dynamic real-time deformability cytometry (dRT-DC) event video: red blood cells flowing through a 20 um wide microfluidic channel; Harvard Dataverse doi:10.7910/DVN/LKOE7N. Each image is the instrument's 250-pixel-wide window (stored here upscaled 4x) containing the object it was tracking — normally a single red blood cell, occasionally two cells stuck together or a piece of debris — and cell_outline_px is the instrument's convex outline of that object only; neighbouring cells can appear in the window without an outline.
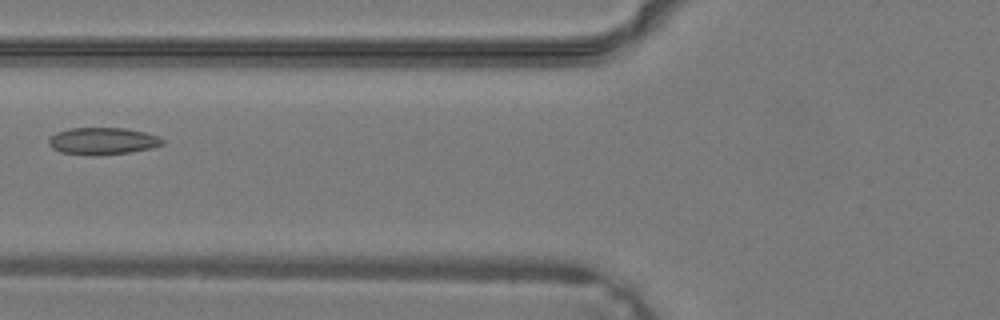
{"species": "common noctule bat (a hibernating species)", "species_latin": "Nyctalus noctula", "temperature_condition": "warm", "stored_images_in_passage": 25, "camera_frame_rate_fps": 3000, "um_per_image_px": 0.085, "animal": {"sex": "male", "body_mass_g": 19.2, "forearm_length_mm": 51.8}, "frame": {"image": 1, "passage_image": 4, "time_ms": 1.0, "image_size_px": [1000, 320], "cell_outline_px": [[164, 144], [152, 148], [128, 152], [92, 156], [60, 152], [52, 148], [48, 144], [48, 140], [56, 132], [68, 128], [124, 128], [144, 132], [156, 136], [164, 140]], "centroid_in_image_um": [8.69, 11.99], "position_along_channel_um": 117.1, "area_um2": 17.92}}
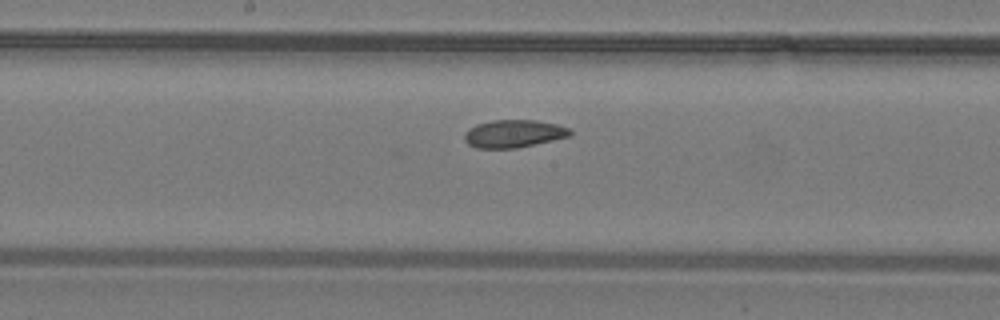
{"frame": {"image": 2, "passage_image": 9, "time_ms": 2.667, "image_size_px": [1000, 320], "cell_outline_px": [[572, 136], [516, 148], [476, 148], [468, 144], [464, 140], [464, 132], [468, 128], [476, 124], [492, 120], [536, 120], [556, 124], [568, 128], [572, 132]], "centroid_in_image_um": [43.64, 11.36], "position_along_channel_um": 204.6, "area_um2": 17.17}}
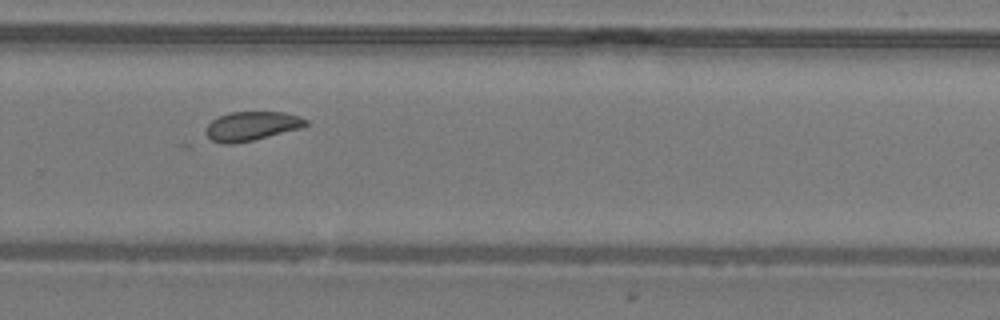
{"frame": {"image": 3, "passage_image": 15, "time_ms": 4.667, "image_size_px": [1000, 320], "cell_outline_px": [[308, 124], [300, 128], [252, 140], [232, 144], [220, 144], [204, 136], [204, 128], [212, 120], [228, 112], [284, 112], [300, 116], [308, 120]], "centroid_in_image_um": [21.33, 10.72], "position_along_channel_um": 308.5, "area_um2": 17.05}}